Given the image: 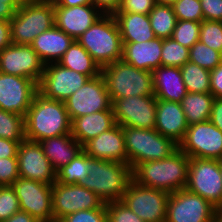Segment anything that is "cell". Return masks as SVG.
I'll use <instances>...</instances> for the list:
<instances>
[{
    "mask_svg": "<svg viewBox=\"0 0 222 222\" xmlns=\"http://www.w3.org/2000/svg\"><path fill=\"white\" fill-rule=\"evenodd\" d=\"M171 6L177 20L194 22L204 20L200 0H177Z\"/></svg>",
    "mask_w": 222,
    "mask_h": 222,
    "instance_id": "39",
    "label": "cell"
},
{
    "mask_svg": "<svg viewBox=\"0 0 222 222\" xmlns=\"http://www.w3.org/2000/svg\"><path fill=\"white\" fill-rule=\"evenodd\" d=\"M12 44L10 21L0 20V51Z\"/></svg>",
    "mask_w": 222,
    "mask_h": 222,
    "instance_id": "50",
    "label": "cell"
},
{
    "mask_svg": "<svg viewBox=\"0 0 222 222\" xmlns=\"http://www.w3.org/2000/svg\"><path fill=\"white\" fill-rule=\"evenodd\" d=\"M2 222H39L36 218L26 213L25 211L19 210L12 215L8 220Z\"/></svg>",
    "mask_w": 222,
    "mask_h": 222,
    "instance_id": "52",
    "label": "cell"
},
{
    "mask_svg": "<svg viewBox=\"0 0 222 222\" xmlns=\"http://www.w3.org/2000/svg\"><path fill=\"white\" fill-rule=\"evenodd\" d=\"M45 64L31 45L11 44L0 51V72L39 83Z\"/></svg>",
    "mask_w": 222,
    "mask_h": 222,
    "instance_id": "17",
    "label": "cell"
},
{
    "mask_svg": "<svg viewBox=\"0 0 222 222\" xmlns=\"http://www.w3.org/2000/svg\"><path fill=\"white\" fill-rule=\"evenodd\" d=\"M189 61V48L173 38L162 39L161 65L181 68Z\"/></svg>",
    "mask_w": 222,
    "mask_h": 222,
    "instance_id": "35",
    "label": "cell"
},
{
    "mask_svg": "<svg viewBox=\"0 0 222 222\" xmlns=\"http://www.w3.org/2000/svg\"><path fill=\"white\" fill-rule=\"evenodd\" d=\"M18 178L17 157L0 158V186H10Z\"/></svg>",
    "mask_w": 222,
    "mask_h": 222,
    "instance_id": "43",
    "label": "cell"
},
{
    "mask_svg": "<svg viewBox=\"0 0 222 222\" xmlns=\"http://www.w3.org/2000/svg\"><path fill=\"white\" fill-rule=\"evenodd\" d=\"M83 151L94 159L127 163L123 127L115 124L83 146Z\"/></svg>",
    "mask_w": 222,
    "mask_h": 222,
    "instance_id": "21",
    "label": "cell"
},
{
    "mask_svg": "<svg viewBox=\"0 0 222 222\" xmlns=\"http://www.w3.org/2000/svg\"><path fill=\"white\" fill-rule=\"evenodd\" d=\"M155 5V0H122L119 9L116 12L149 15L150 11L154 8Z\"/></svg>",
    "mask_w": 222,
    "mask_h": 222,
    "instance_id": "44",
    "label": "cell"
},
{
    "mask_svg": "<svg viewBox=\"0 0 222 222\" xmlns=\"http://www.w3.org/2000/svg\"><path fill=\"white\" fill-rule=\"evenodd\" d=\"M200 25L201 22L177 20L171 38L190 49L199 41Z\"/></svg>",
    "mask_w": 222,
    "mask_h": 222,
    "instance_id": "37",
    "label": "cell"
},
{
    "mask_svg": "<svg viewBox=\"0 0 222 222\" xmlns=\"http://www.w3.org/2000/svg\"><path fill=\"white\" fill-rule=\"evenodd\" d=\"M156 4H167V5H172L174 2L177 0H155Z\"/></svg>",
    "mask_w": 222,
    "mask_h": 222,
    "instance_id": "55",
    "label": "cell"
},
{
    "mask_svg": "<svg viewBox=\"0 0 222 222\" xmlns=\"http://www.w3.org/2000/svg\"><path fill=\"white\" fill-rule=\"evenodd\" d=\"M13 44L30 45L33 40L54 25L52 0H23L10 20Z\"/></svg>",
    "mask_w": 222,
    "mask_h": 222,
    "instance_id": "5",
    "label": "cell"
},
{
    "mask_svg": "<svg viewBox=\"0 0 222 222\" xmlns=\"http://www.w3.org/2000/svg\"><path fill=\"white\" fill-rule=\"evenodd\" d=\"M23 0H0V20L9 21L15 16Z\"/></svg>",
    "mask_w": 222,
    "mask_h": 222,
    "instance_id": "47",
    "label": "cell"
},
{
    "mask_svg": "<svg viewBox=\"0 0 222 222\" xmlns=\"http://www.w3.org/2000/svg\"><path fill=\"white\" fill-rule=\"evenodd\" d=\"M152 75L156 99L182 102L188 92L179 67L161 65L152 71Z\"/></svg>",
    "mask_w": 222,
    "mask_h": 222,
    "instance_id": "24",
    "label": "cell"
},
{
    "mask_svg": "<svg viewBox=\"0 0 222 222\" xmlns=\"http://www.w3.org/2000/svg\"><path fill=\"white\" fill-rule=\"evenodd\" d=\"M0 138L14 142L25 140V117L0 109Z\"/></svg>",
    "mask_w": 222,
    "mask_h": 222,
    "instance_id": "34",
    "label": "cell"
},
{
    "mask_svg": "<svg viewBox=\"0 0 222 222\" xmlns=\"http://www.w3.org/2000/svg\"><path fill=\"white\" fill-rule=\"evenodd\" d=\"M19 210L20 204L14 188L11 185L0 186V222L8 220Z\"/></svg>",
    "mask_w": 222,
    "mask_h": 222,
    "instance_id": "40",
    "label": "cell"
},
{
    "mask_svg": "<svg viewBox=\"0 0 222 222\" xmlns=\"http://www.w3.org/2000/svg\"><path fill=\"white\" fill-rule=\"evenodd\" d=\"M5 138H0V158L17 157L19 144Z\"/></svg>",
    "mask_w": 222,
    "mask_h": 222,
    "instance_id": "48",
    "label": "cell"
},
{
    "mask_svg": "<svg viewBox=\"0 0 222 222\" xmlns=\"http://www.w3.org/2000/svg\"><path fill=\"white\" fill-rule=\"evenodd\" d=\"M219 161V166H220V169H221V175H222V158Z\"/></svg>",
    "mask_w": 222,
    "mask_h": 222,
    "instance_id": "56",
    "label": "cell"
},
{
    "mask_svg": "<svg viewBox=\"0 0 222 222\" xmlns=\"http://www.w3.org/2000/svg\"><path fill=\"white\" fill-rule=\"evenodd\" d=\"M151 28L157 38L172 36L177 19L171 5L156 4L149 13Z\"/></svg>",
    "mask_w": 222,
    "mask_h": 222,
    "instance_id": "32",
    "label": "cell"
},
{
    "mask_svg": "<svg viewBox=\"0 0 222 222\" xmlns=\"http://www.w3.org/2000/svg\"><path fill=\"white\" fill-rule=\"evenodd\" d=\"M89 79V76L64 68L58 63H49L45 65L38 83V93L45 98L64 102Z\"/></svg>",
    "mask_w": 222,
    "mask_h": 222,
    "instance_id": "15",
    "label": "cell"
},
{
    "mask_svg": "<svg viewBox=\"0 0 222 222\" xmlns=\"http://www.w3.org/2000/svg\"><path fill=\"white\" fill-rule=\"evenodd\" d=\"M90 172V156L83 150L56 172V181L64 185L81 184Z\"/></svg>",
    "mask_w": 222,
    "mask_h": 222,
    "instance_id": "31",
    "label": "cell"
},
{
    "mask_svg": "<svg viewBox=\"0 0 222 222\" xmlns=\"http://www.w3.org/2000/svg\"><path fill=\"white\" fill-rule=\"evenodd\" d=\"M156 106L154 95L115 99L112 102L115 123L122 127L155 129Z\"/></svg>",
    "mask_w": 222,
    "mask_h": 222,
    "instance_id": "11",
    "label": "cell"
},
{
    "mask_svg": "<svg viewBox=\"0 0 222 222\" xmlns=\"http://www.w3.org/2000/svg\"><path fill=\"white\" fill-rule=\"evenodd\" d=\"M209 120L222 131V98L214 99Z\"/></svg>",
    "mask_w": 222,
    "mask_h": 222,
    "instance_id": "51",
    "label": "cell"
},
{
    "mask_svg": "<svg viewBox=\"0 0 222 222\" xmlns=\"http://www.w3.org/2000/svg\"><path fill=\"white\" fill-rule=\"evenodd\" d=\"M122 59L137 69L152 72L161 66L162 39L154 38L144 42H122Z\"/></svg>",
    "mask_w": 222,
    "mask_h": 222,
    "instance_id": "23",
    "label": "cell"
},
{
    "mask_svg": "<svg viewBox=\"0 0 222 222\" xmlns=\"http://www.w3.org/2000/svg\"><path fill=\"white\" fill-rule=\"evenodd\" d=\"M64 103L71 121L80 116L112 109V101L102 74L90 78Z\"/></svg>",
    "mask_w": 222,
    "mask_h": 222,
    "instance_id": "14",
    "label": "cell"
},
{
    "mask_svg": "<svg viewBox=\"0 0 222 222\" xmlns=\"http://www.w3.org/2000/svg\"><path fill=\"white\" fill-rule=\"evenodd\" d=\"M101 74L112 102L128 96L154 95L152 72L137 69L123 59L102 67Z\"/></svg>",
    "mask_w": 222,
    "mask_h": 222,
    "instance_id": "6",
    "label": "cell"
},
{
    "mask_svg": "<svg viewBox=\"0 0 222 222\" xmlns=\"http://www.w3.org/2000/svg\"><path fill=\"white\" fill-rule=\"evenodd\" d=\"M204 20L222 21V0H200Z\"/></svg>",
    "mask_w": 222,
    "mask_h": 222,
    "instance_id": "45",
    "label": "cell"
},
{
    "mask_svg": "<svg viewBox=\"0 0 222 222\" xmlns=\"http://www.w3.org/2000/svg\"><path fill=\"white\" fill-rule=\"evenodd\" d=\"M77 41L101 68L123 57L120 29L113 14H103Z\"/></svg>",
    "mask_w": 222,
    "mask_h": 222,
    "instance_id": "4",
    "label": "cell"
},
{
    "mask_svg": "<svg viewBox=\"0 0 222 222\" xmlns=\"http://www.w3.org/2000/svg\"><path fill=\"white\" fill-rule=\"evenodd\" d=\"M91 4L103 14H114L120 7L122 0H90Z\"/></svg>",
    "mask_w": 222,
    "mask_h": 222,
    "instance_id": "49",
    "label": "cell"
},
{
    "mask_svg": "<svg viewBox=\"0 0 222 222\" xmlns=\"http://www.w3.org/2000/svg\"><path fill=\"white\" fill-rule=\"evenodd\" d=\"M53 6H66V7H73V6H82L85 4H91L90 0H52Z\"/></svg>",
    "mask_w": 222,
    "mask_h": 222,
    "instance_id": "53",
    "label": "cell"
},
{
    "mask_svg": "<svg viewBox=\"0 0 222 222\" xmlns=\"http://www.w3.org/2000/svg\"><path fill=\"white\" fill-rule=\"evenodd\" d=\"M127 163L132 170L140 163L168 158L179 149L173 140L155 129L123 127Z\"/></svg>",
    "mask_w": 222,
    "mask_h": 222,
    "instance_id": "7",
    "label": "cell"
},
{
    "mask_svg": "<svg viewBox=\"0 0 222 222\" xmlns=\"http://www.w3.org/2000/svg\"><path fill=\"white\" fill-rule=\"evenodd\" d=\"M132 179V168L128 163L90 157V172L81 185L108 203L122 201Z\"/></svg>",
    "mask_w": 222,
    "mask_h": 222,
    "instance_id": "3",
    "label": "cell"
},
{
    "mask_svg": "<svg viewBox=\"0 0 222 222\" xmlns=\"http://www.w3.org/2000/svg\"><path fill=\"white\" fill-rule=\"evenodd\" d=\"M213 222H222V207H217L215 209Z\"/></svg>",
    "mask_w": 222,
    "mask_h": 222,
    "instance_id": "54",
    "label": "cell"
},
{
    "mask_svg": "<svg viewBox=\"0 0 222 222\" xmlns=\"http://www.w3.org/2000/svg\"><path fill=\"white\" fill-rule=\"evenodd\" d=\"M155 130L180 144L185 137L188 123L181 103L157 99Z\"/></svg>",
    "mask_w": 222,
    "mask_h": 222,
    "instance_id": "22",
    "label": "cell"
},
{
    "mask_svg": "<svg viewBox=\"0 0 222 222\" xmlns=\"http://www.w3.org/2000/svg\"><path fill=\"white\" fill-rule=\"evenodd\" d=\"M122 42H144L156 38L151 28L149 15L115 12Z\"/></svg>",
    "mask_w": 222,
    "mask_h": 222,
    "instance_id": "28",
    "label": "cell"
},
{
    "mask_svg": "<svg viewBox=\"0 0 222 222\" xmlns=\"http://www.w3.org/2000/svg\"><path fill=\"white\" fill-rule=\"evenodd\" d=\"M74 39L57 28L55 25L43 33H40L30 44L46 65L58 63Z\"/></svg>",
    "mask_w": 222,
    "mask_h": 222,
    "instance_id": "25",
    "label": "cell"
},
{
    "mask_svg": "<svg viewBox=\"0 0 222 222\" xmlns=\"http://www.w3.org/2000/svg\"><path fill=\"white\" fill-rule=\"evenodd\" d=\"M185 189L200 195L216 208L222 207V175L219 161L190 158Z\"/></svg>",
    "mask_w": 222,
    "mask_h": 222,
    "instance_id": "8",
    "label": "cell"
},
{
    "mask_svg": "<svg viewBox=\"0 0 222 222\" xmlns=\"http://www.w3.org/2000/svg\"><path fill=\"white\" fill-rule=\"evenodd\" d=\"M214 99L211 93L188 92L181 102L188 125L208 121Z\"/></svg>",
    "mask_w": 222,
    "mask_h": 222,
    "instance_id": "30",
    "label": "cell"
},
{
    "mask_svg": "<svg viewBox=\"0 0 222 222\" xmlns=\"http://www.w3.org/2000/svg\"><path fill=\"white\" fill-rule=\"evenodd\" d=\"M189 159L178 149L168 158L142 162L132 170L133 180L139 185L169 194L185 189Z\"/></svg>",
    "mask_w": 222,
    "mask_h": 222,
    "instance_id": "2",
    "label": "cell"
},
{
    "mask_svg": "<svg viewBox=\"0 0 222 222\" xmlns=\"http://www.w3.org/2000/svg\"><path fill=\"white\" fill-rule=\"evenodd\" d=\"M189 61L211 71L222 63V53L198 41L189 49Z\"/></svg>",
    "mask_w": 222,
    "mask_h": 222,
    "instance_id": "36",
    "label": "cell"
},
{
    "mask_svg": "<svg viewBox=\"0 0 222 222\" xmlns=\"http://www.w3.org/2000/svg\"><path fill=\"white\" fill-rule=\"evenodd\" d=\"M71 123L64 102L51 100L37 93L25 116V138L40 142L71 134Z\"/></svg>",
    "mask_w": 222,
    "mask_h": 222,
    "instance_id": "1",
    "label": "cell"
},
{
    "mask_svg": "<svg viewBox=\"0 0 222 222\" xmlns=\"http://www.w3.org/2000/svg\"><path fill=\"white\" fill-rule=\"evenodd\" d=\"M108 222H145L122 201L106 203Z\"/></svg>",
    "mask_w": 222,
    "mask_h": 222,
    "instance_id": "41",
    "label": "cell"
},
{
    "mask_svg": "<svg viewBox=\"0 0 222 222\" xmlns=\"http://www.w3.org/2000/svg\"><path fill=\"white\" fill-rule=\"evenodd\" d=\"M199 41L222 53V21L203 20L200 25Z\"/></svg>",
    "mask_w": 222,
    "mask_h": 222,
    "instance_id": "38",
    "label": "cell"
},
{
    "mask_svg": "<svg viewBox=\"0 0 222 222\" xmlns=\"http://www.w3.org/2000/svg\"><path fill=\"white\" fill-rule=\"evenodd\" d=\"M185 88L189 93H211L210 71L187 61L180 68Z\"/></svg>",
    "mask_w": 222,
    "mask_h": 222,
    "instance_id": "33",
    "label": "cell"
},
{
    "mask_svg": "<svg viewBox=\"0 0 222 222\" xmlns=\"http://www.w3.org/2000/svg\"><path fill=\"white\" fill-rule=\"evenodd\" d=\"M11 186L16 192L21 211L39 222H54L52 185L19 177Z\"/></svg>",
    "mask_w": 222,
    "mask_h": 222,
    "instance_id": "12",
    "label": "cell"
},
{
    "mask_svg": "<svg viewBox=\"0 0 222 222\" xmlns=\"http://www.w3.org/2000/svg\"><path fill=\"white\" fill-rule=\"evenodd\" d=\"M113 109L98 111L74 118L71 123V135L84 146L88 141L115 125Z\"/></svg>",
    "mask_w": 222,
    "mask_h": 222,
    "instance_id": "26",
    "label": "cell"
},
{
    "mask_svg": "<svg viewBox=\"0 0 222 222\" xmlns=\"http://www.w3.org/2000/svg\"><path fill=\"white\" fill-rule=\"evenodd\" d=\"M37 93L36 81L0 72V109L25 117Z\"/></svg>",
    "mask_w": 222,
    "mask_h": 222,
    "instance_id": "18",
    "label": "cell"
},
{
    "mask_svg": "<svg viewBox=\"0 0 222 222\" xmlns=\"http://www.w3.org/2000/svg\"><path fill=\"white\" fill-rule=\"evenodd\" d=\"M103 13L92 4L82 6H54L55 26L77 40Z\"/></svg>",
    "mask_w": 222,
    "mask_h": 222,
    "instance_id": "20",
    "label": "cell"
},
{
    "mask_svg": "<svg viewBox=\"0 0 222 222\" xmlns=\"http://www.w3.org/2000/svg\"><path fill=\"white\" fill-rule=\"evenodd\" d=\"M179 149L189 158L220 160L222 131L210 120L189 125Z\"/></svg>",
    "mask_w": 222,
    "mask_h": 222,
    "instance_id": "10",
    "label": "cell"
},
{
    "mask_svg": "<svg viewBox=\"0 0 222 222\" xmlns=\"http://www.w3.org/2000/svg\"><path fill=\"white\" fill-rule=\"evenodd\" d=\"M215 209L200 195L182 189L169 194L166 222H213Z\"/></svg>",
    "mask_w": 222,
    "mask_h": 222,
    "instance_id": "16",
    "label": "cell"
},
{
    "mask_svg": "<svg viewBox=\"0 0 222 222\" xmlns=\"http://www.w3.org/2000/svg\"><path fill=\"white\" fill-rule=\"evenodd\" d=\"M39 144L56 172L83 150V146L71 134L47 138Z\"/></svg>",
    "mask_w": 222,
    "mask_h": 222,
    "instance_id": "27",
    "label": "cell"
},
{
    "mask_svg": "<svg viewBox=\"0 0 222 222\" xmlns=\"http://www.w3.org/2000/svg\"><path fill=\"white\" fill-rule=\"evenodd\" d=\"M210 87L215 98H222V63L210 71Z\"/></svg>",
    "mask_w": 222,
    "mask_h": 222,
    "instance_id": "46",
    "label": "cell"
},
{
    "mask_svg": "<svg viewBox=\"0 0 222 222\" xmlns=\"http://www.w3.org/2000/svg\"><path fill=\"white\" fill-rule=\"evenodd\" d=\"M168 199L169 193L139 185L132 179L122 202L145 222H166Z\"/></svg>",
    "mask_w": 222,
    "mask_h": 222,
    "instance_id": "9",
    "label": "cell"
},
{
    "mask_svg": "<svg viewBox=\"0 0 222 222\" xmlns=\"http://www.w3.org/2000/svg\"><path fill=\"white\" fill-rule=\"evenodd\" d=\"M59 222H108L106 203L98 209L80 210L67 215Z\"/></svg>",
    "mask_w": 222,
    "mask_h": 222,
    "instance_id": "42",
    "label": "cell"
},
{
    "mask_svg": "<svg viewBox=\"0 0 222 222\" xmlns=\"http://www.w3.org/2000/svg\"><path fill=\"white\" fill-rule=\"evenodd\" d=\"M58 64L64 68H69L83 75H87L90 78L97 77L102 72L99 64L77 40L72 42L68 50L58 61Z\"/></svg>",
    "mask_w": 222,
    "mask_h": 222,
    "instance_id": "29",
    "label": "cell"
},
{
    "mask_svg": "<svg viewBox=\"0 0 222 222\" xmlns=\"http://www.w3.org/2000/svg\"><path fill=\"white\" fill-rule=\"evenodd\" d=\"M17 161L19 177L48 185L56 182V171L43 153L39 142L23 140L19 144Z\"/></svg>",
    "mask_w": 222,
    "mask_h": 222,
    "instance_id": "19",
    "label": "cell"
},
{
    "mask_svg": "<svg viewBox=\"0 0 222 222\" xmlns=\"http://www.w3.org/2000/svg\"><path fill=\"white\" fill-rule=\"evenodd\" d=\"M104 202L91 190L81 184H52V209L54 222L80 210L100 208Z\"/></svg>",
    "mask_w": 222,
    "mask_h": 222,
    "instance_id": "13",
    "label": "cell"
}]
</instances>
